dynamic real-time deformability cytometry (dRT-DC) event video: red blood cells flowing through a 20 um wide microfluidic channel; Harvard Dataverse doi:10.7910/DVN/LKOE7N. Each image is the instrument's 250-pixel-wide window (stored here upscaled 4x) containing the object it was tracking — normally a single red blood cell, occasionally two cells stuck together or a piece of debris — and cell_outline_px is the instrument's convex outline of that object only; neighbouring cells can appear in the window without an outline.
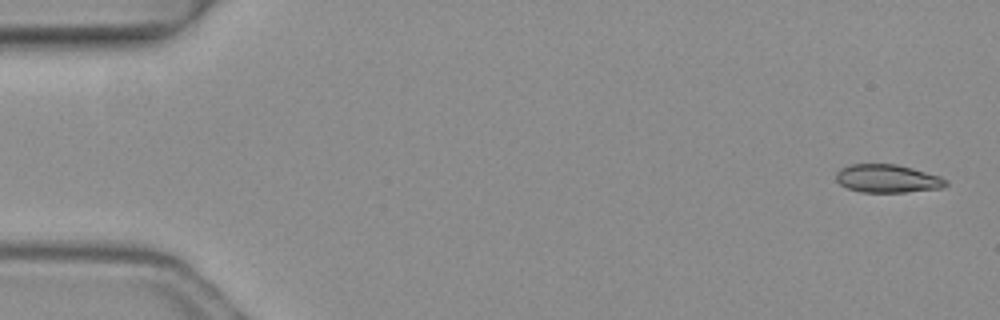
{"species": "common noctule bat (a hibernating species)", "species_latin": "Nyctalus noctula", "temperature_condition": "warm", "stored_images_in_passage": 5, "camera_frame_rate_fps": 3000, "um_per_image_px": 0.085, "animal": {"sex": "female", "body_mass_g": 19.3, "forearm_length_mm": 54.1}, "frame": {"image": 1, "passage_image": 1, "time_ms": 0.0, "image_size_px": [1000, 320], "cell_outline_px": [[948, 184], [944, 188], [904, 192], [860, 192], [848, 188], [840, 184], [836, 180], [836, 172], [840, 168], [848, 164], [896, 164], [912, 168], [940, 176], [948, 180]], "centroid_in_image_um": [75.44, 15.18], "position_along_channel_um": 9.6, "area_um2": 18.15}}
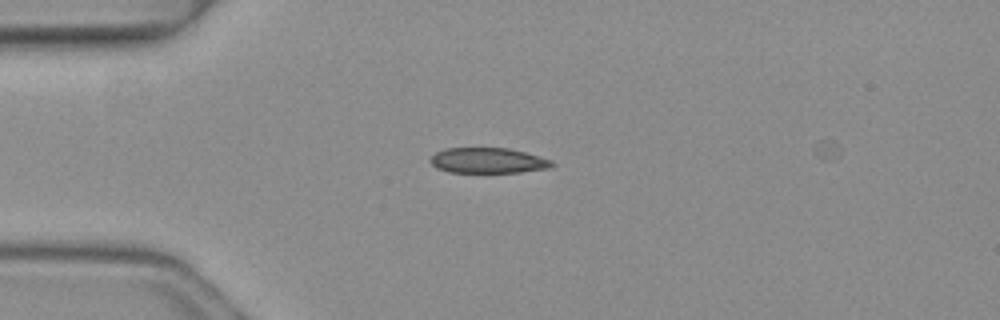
{"frame": {"image": 2, "passage_image": 4, "time_ms": 1.0, "image_size_px": [1000, 320], "cell_outline_px": [[556, 164], [552, 168], [520, 172], [448, 172], [436, 168], [428, 160], [436, 152], [444, 148], [508, 148], [524, 152], [552, 160]], "centroid_in_image_um": [41.48, 13.65], "position_along_channel_um": 43.5, "area_um2": 18.09}}